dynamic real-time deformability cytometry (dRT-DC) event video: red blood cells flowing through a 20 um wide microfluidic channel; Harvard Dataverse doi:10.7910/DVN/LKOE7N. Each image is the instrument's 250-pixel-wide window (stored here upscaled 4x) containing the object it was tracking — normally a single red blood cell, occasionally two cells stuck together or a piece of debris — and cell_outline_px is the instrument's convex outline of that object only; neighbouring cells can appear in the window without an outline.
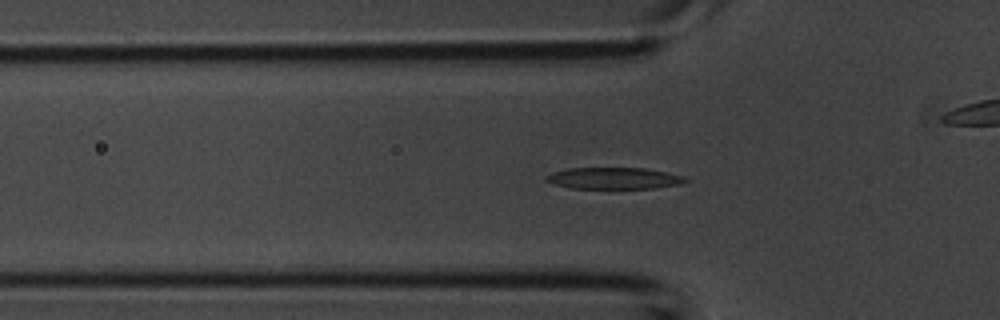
{"species": "common noctule bat (a hibernating species)", "species_latin": "Nyctalus noctula", "temperature_condition": "room temperature", "stored_images_in_passage": 39, "camera_frame_rate_fps": 3000, "um_per_image_px": 0.085, "animal": {"sex": "male", "body_mass_g": 20.1, "forearm_length_mm": 53.5}, "frame": {"image": 1, "passage_image": 9, "time_ms": 2.667, "image_size_px": [1000, 320], "cell_outline_px": [[688, 180], [680, 184], [652, 188], [572, 188], [556, 184], [544, 180], [544, 176], [552, 172], [568, 168], [644, 168], [668, 172], [684, 176]], "centroid_in_image_um": [52.17, 15.14], "position_along_channel_um": 73.6, "area_um2": 17.4}}
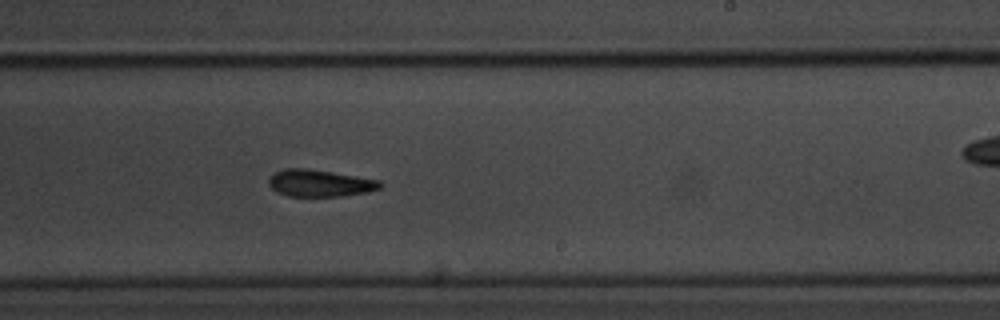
{"frame": {"image": 2, "passage_image": 21, "time_ms": 6.667, "image_size_px": [1000, 320], "cell_outline_px": [[384, 184], [380, 188], [368, 192], [344, 196], [288, 196], [276, 192], [268, 184], [268, 180], [276, 172], [284, 168], [304, 168], [332, 172], [380, 180]], "centroid_in_image_um": [27.2, 15.57], "position_along_channel_um": 261.8, "area_um2": 17.51}}
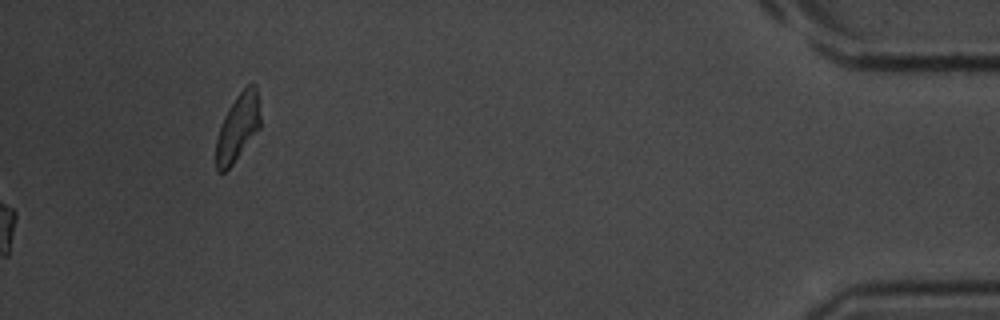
{"frame": {"image": 3, "passage_image": 39, "time_ms": 12.667, "image_size_px": [1000, 320], "cell_outline_px": [[260, 128], [232, 164], [224, 172], [216, 172], [216, 140], [224, 116], [228, 108], [236, 96], [252, 80], [256, 84], [260, 100]], "centroid_in_image_um": [20.24, 10.77], "position_along_channel_um": 415.0, "area_um2": 17.46}}